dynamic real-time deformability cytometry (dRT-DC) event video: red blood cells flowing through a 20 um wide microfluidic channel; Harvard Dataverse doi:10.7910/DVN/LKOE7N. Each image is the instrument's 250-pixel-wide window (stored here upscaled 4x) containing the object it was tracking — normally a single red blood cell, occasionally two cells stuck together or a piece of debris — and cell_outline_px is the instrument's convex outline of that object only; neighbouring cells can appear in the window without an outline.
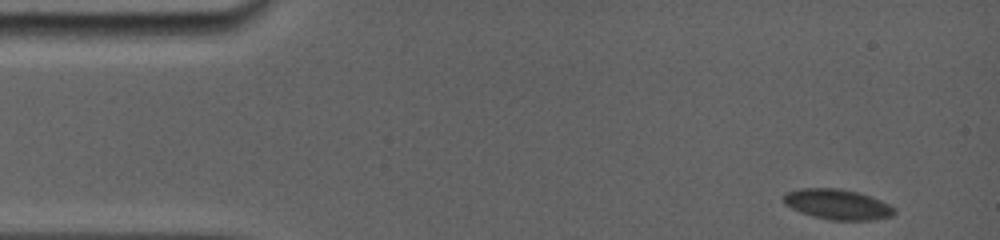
{"species": "common noctule bat (a hibernating species)", "species_latin": "Nyctalus noctula", "temperature_condition": "room temperature", "stored_images_in_passage": 52, "camera_frame_rate_fps": 5000, "um_per_image_px": 0.085, "animal": {"sex": "female", "body_mass_g": 19.0, "forearm_length_mm": 56.7}, "frame": {"image": 1, "passage_image": 1, "time_ms": 0.0, "image_size_px": [1000, 240], "cell_outline_px": [[896, 212], [892, 216], [868, 220], [828, 220], [812, 216], [800, 212], [784, 204], [784, 192], [800, 188], [840, 188], [872, 196], [896, 208]], "centroid_in_image_um": [71.17, 17.36], "position_along_channel_um": 13.8, "area_um2": 19.65}}
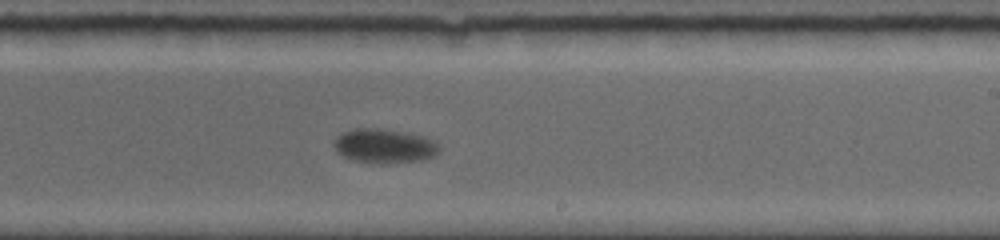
{"frame": {"image": 2, "passage_image": 30, "time_ms": 9.4, "image_size_px": [1000, 240], "cell_outline_px": [[440, 152], [424, 160], [380, 164], [352, 160], [336, 152], [332, 144], [336, 136], [344, 132], [356, 128], [376, 128], [404, 132], [424, 136], [436, 140], [440, 144]], "centroid_in_image_um": [32.68, 12.41], "position_along_channel_um": 256.3, "area_um2": 21.33}}
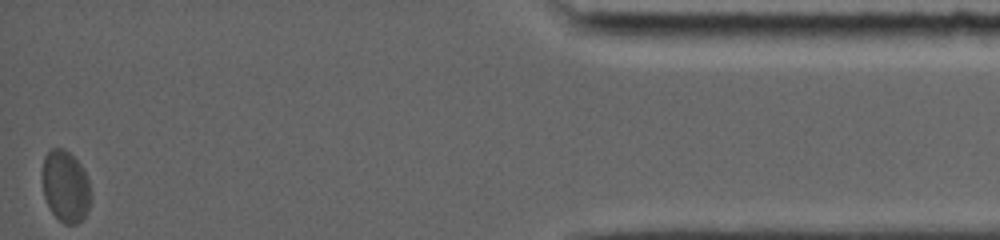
{"frame": {"image": 3, "passage_image": 52, "time_ms": 16.0, "image_size_px": [1000, 240], "cell_outline_px": [[92, 196], [88, 208], [84, 216], [76, 224], [64, 224], [52, 212], [44, 196], [40, 180], [44, 156], [52, 148], [64, 148], [80, 164], [88, 176]], "centroid_in_image_um": [5.55, 15.82], "position_along_channel_um": 429.6, "area_um2": 20.52}, "authors_computed_cell_mechanics": {"area_um2": 20.5768, "velocity_mm_per_s": 3.6264, "shape_relaxation_time_tau1_ms": 1.3435, "shape_relaxation_time_tau2_ms": null, "deformation_change_tau1": 0.0692, "deformation_change_tau2": null}}